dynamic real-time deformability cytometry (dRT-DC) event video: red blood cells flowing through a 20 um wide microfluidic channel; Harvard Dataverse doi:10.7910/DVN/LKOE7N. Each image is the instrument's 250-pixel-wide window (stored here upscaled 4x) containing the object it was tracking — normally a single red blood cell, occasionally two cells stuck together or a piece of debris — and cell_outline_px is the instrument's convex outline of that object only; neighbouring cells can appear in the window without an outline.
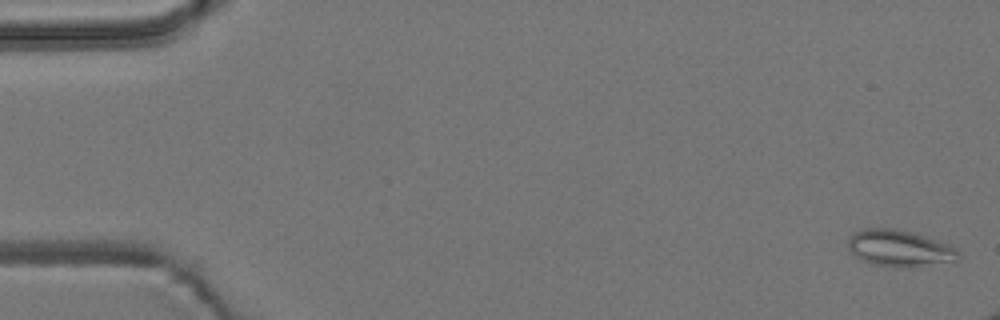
{"species": "common noctule bat (a hibernating species)", "species_latin": "Nyctalus noctula", "temperature_condition": "room temperature", "stored_images_in_passage": 4, "camera_frame_rate_fps": 3000, "um_per_image_px": 0.085, "animal": {"sex": "male", "body_mass_g": 19.2, "forearm_length_mm": 51.8}, "frame": {"image": 1, "passage_image": 1, "time_ms": 0.0, "image_size_px": [1000, 320], "cell_outline_px": [[960, 260], [908, 268], [896, 268], [872, 264], [856, 256], [848, 248], [848, 240], [856, 232], [864, 228], [892, 228], [912, 232], [948, 244], [956, 248], [960, 252]], "centroid_in_image_um": [76.5, 21.12], "position_along_channel_um": 8.5, "area_um2": 23.52}}